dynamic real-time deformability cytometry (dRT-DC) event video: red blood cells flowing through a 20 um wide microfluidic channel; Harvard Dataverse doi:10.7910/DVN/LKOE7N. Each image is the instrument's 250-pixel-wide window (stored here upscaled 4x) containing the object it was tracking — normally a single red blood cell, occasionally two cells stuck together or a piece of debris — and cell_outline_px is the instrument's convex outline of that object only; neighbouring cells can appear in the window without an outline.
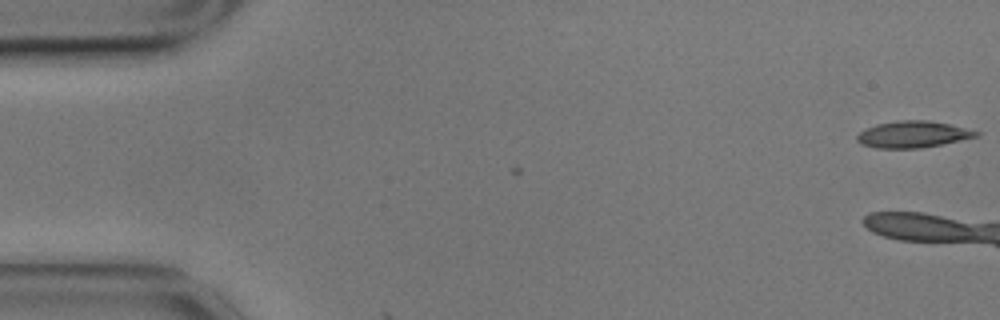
{"species": "common noctule bat (a hibernating species)", "species_latin": "Nyctalus noctula", "temperature_condition": "cold", "stored_images_in_passage": 3, "camera_frame_rate_fps": 3000, "um_per_image_px": 0.085, "animal": {"sex": "male", "body_mass_g": 17.9}, "frame": {"image": 1, "passage_image": 3, "time_ms": 0.667, "image_size_px": [1000, 320], "cell_outline_px": [[980, 136], [920, 148], [876, 148], [860, 144], [856, 140], [856, 136], [860, 132], [876, 124], [896, 120], [928, 120], [948, 124], [980, 132]], "centroid_in_image_um": [77.56, 11.42], "position_along_channel_um": 7.4, "area_um2": 18.32}}